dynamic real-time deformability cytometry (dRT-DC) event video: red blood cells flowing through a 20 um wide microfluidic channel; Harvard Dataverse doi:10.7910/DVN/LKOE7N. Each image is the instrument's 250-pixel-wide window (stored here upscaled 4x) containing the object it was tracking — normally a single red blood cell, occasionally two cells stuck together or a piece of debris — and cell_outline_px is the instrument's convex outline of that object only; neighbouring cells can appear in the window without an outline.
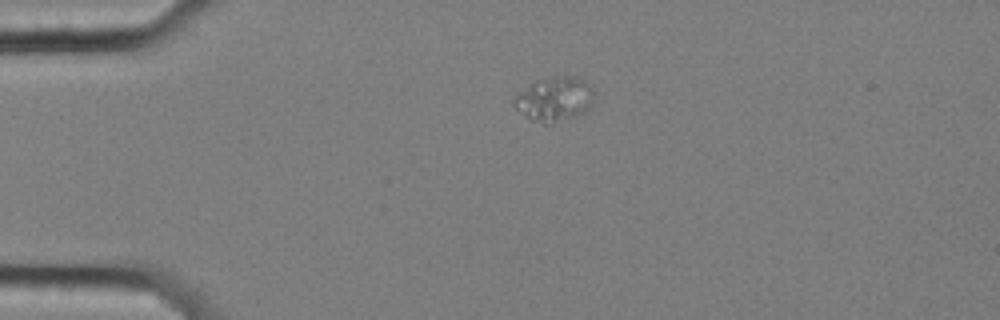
{"species": "common noctule bat (a hibernating species)", "species_latin": "Nyctalus noctula", "temperature_condition": "cold", "stored_images_in_passage": 47, "camera_frame_rate_fps": 3000, "um_per_image_px": 0.085, "animal": {"sex": "female", "body_mass_g": 25.1}, "frame": {"image": 1, "passage_image": 1, "time_ms": 0.0, "image_size_px": [1000, 320], "cell_outline_px": [[592, 96], [588, 108], [584, 112], [576, 116], [552, 124], [544, 124], [532, 120], [516, 108], [512, 104], [512, 100], [516, 96], [536, 80], [556, 76], [580, 76], [588, 80], [592, 84]], "centroid_in_image_um": [47.15, 8.41], "position_along_channel_um": 37.8, "area_um2": 20.63}}
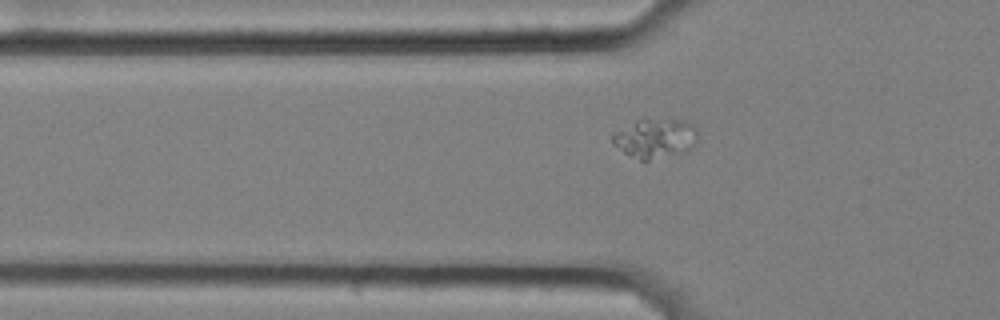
{"frame": {"image": 2, "passage_image": 7, "time_ms": 2.0, "image_size_px": [1000, 320], "cell_outline_px": [[696, 140], [688, 152], [648, 160], [640, 160], [624, 152], [612, 144], [612, 132], [636, 120], [688, 120], [696, 128]], "centroid_in_image_um": [55.68, 11.76], "position_along_channel_um": 70.1, "area_um2": 19.54}}
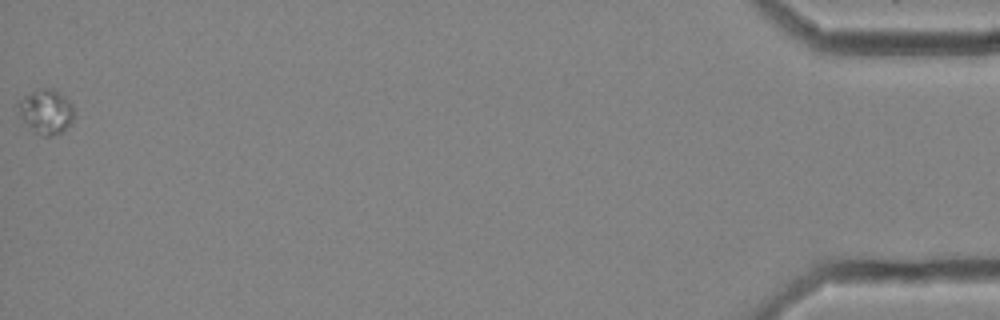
{"frame": {"image": 3, "passage_image": 47, "time_ms": 15.333, "image_size_px": [1000, 320], "cell_outline_px": [[72, 120], [60, 132], [52, 136], [40, 136], [32, 132], [20, 112], [20, 100], [24, 96], [40, 88], [52, 88], [64, 96], [72, 104]], "centroid_in_image_um": [3.92, 9.49], "position_along_channel_um": 431.3, "area_um2": 13.93}}